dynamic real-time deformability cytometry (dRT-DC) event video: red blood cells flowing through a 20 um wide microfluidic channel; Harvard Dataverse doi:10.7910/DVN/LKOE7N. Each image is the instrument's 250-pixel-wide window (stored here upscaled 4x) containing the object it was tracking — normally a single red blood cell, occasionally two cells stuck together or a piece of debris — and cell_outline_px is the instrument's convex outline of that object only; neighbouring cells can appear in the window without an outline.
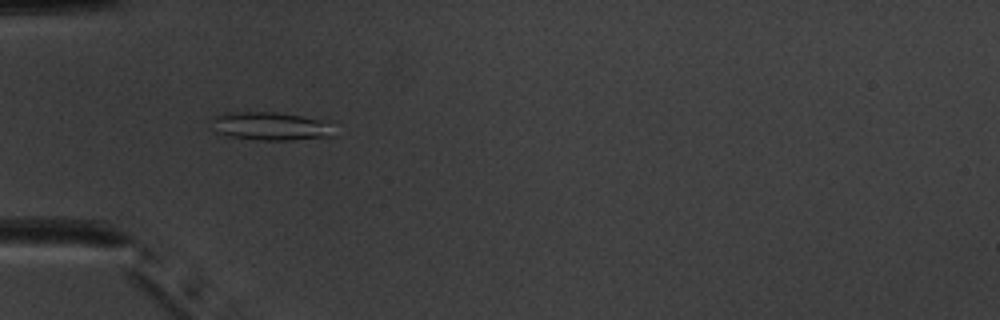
{"species": "common noctule bat (a hibernating species)", "species_latin": "Nyctalus noctula", "temperature_condition": "warm", "stored_images_in_passage": 51, "camera_frame_rate_fps": 3000, "um_per_image_px": 0.085, "animal": {"sex": "male", "body_mass_g": 20.1, "forearm_length_mm": 53.5}, "frame": {"image": 1, "passage_image": 16, "time_ms": 5.0, "image_size_px": [1000, 320], "cell_outline_px": [[340, 136], [292, 140], [256, 140], [228, 136], [216, 132], [208, 120], [224, 112], [276, 112], [300, 116], [316, 120]], "centroid_in_image_um": [22.87, 10.74], "position_along_channel_um": 62.1, "area_um2": 20.0}}
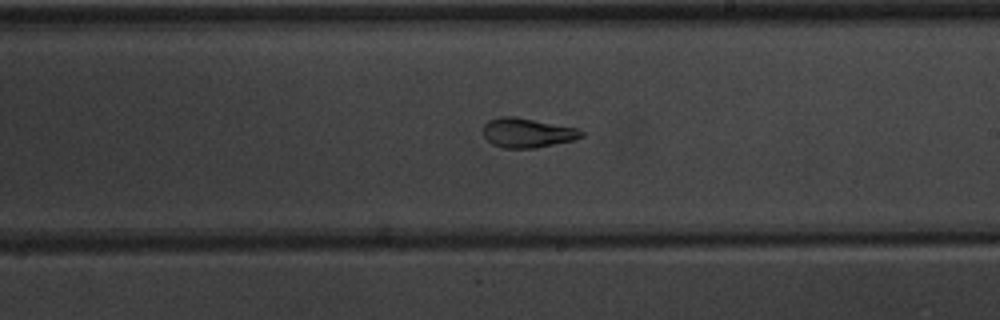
{"frame": {"image": 2, "passage_image": 30, "time_ms": 9.667, "image_size_px": [1000, 320], "cell_outline_px": [[584, 136], [572, 140], [536, 148], [504, 148], [492, 144], [484, 136], [484, 124], [488, 120], [500, 116], [516, 116], [576, 128], [584, 132]], "centroid_in_image_um": [44.8, 11.28], "position_along_channel_um": 244.2, "area_um2": 16.82}}
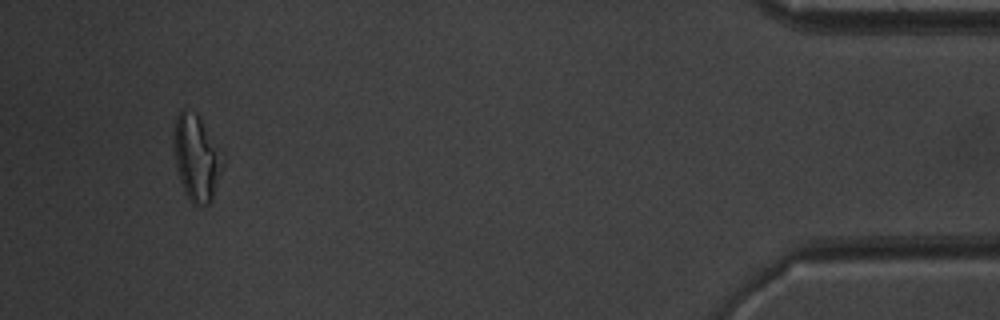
{"frame": {"image": 3, "passage_image": 48, "time_ms": 15.667, "image_size_px": [1000, 320], "cell_outline_px": [[224, 164], [212, 200], [208, 204], [200, 208], [196, 208], [188, 200], [184, 192], [180, 180], [176, 164], [172, 136], [172, 132], [176, 116], [184, 108], [196, 112], [200, 116], [224, 152]], "centroid_in_image_um": [16.72, 13.41], "position_along_channel_um": 418.5, "area_um2": 25.55}, "authors_computed_cell_mechanics": {"area_um2": 19.9988, "velocity_mm_per_s": 3.981, "shape_relaxation_time_tau1_ms": 5.0463, "shape_relaxation_time_tau2_ms": 1.7245, "deformation_change_tau1": 0.1991, "deformation_change_tau2": 0.0724}}